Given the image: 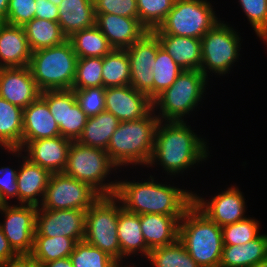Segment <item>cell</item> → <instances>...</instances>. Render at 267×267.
<instances>
[{
    "label": "cell",
    "mask_w": 267,
    "mask_h": 267,
    "mask_svg": "<svg viewBox=\"0 0 267 267\" xmlns=\"http://www.w3.org/2000/svg\"><path fill=\"white\" fill-rule=\"evenodd\" d=\"M103 57L78 58L72 89L103 86Z\"/></svg>",
    "instance_id": "38"
},
{
    "label": "cell",
    "mask_w": 267,
    "mask_h": 267,
    "mask_svg": "<svg viewBox=\"0 0 267 267\" xmlns=\"http://www.w3.org/2000/svg\"><path fill=\"white\" fill-rule=\"evenodd\" d=\"M178 240L201 267H220L223 250L221 227L193 203L180 220Z\"/></svg>",
    "instance_id": "4"
},
{
    "label": "cell",
    "mask_w": 267,
    "mask_h": 267,
    "mask_svg": "<svg viewBox=\"0 0 267 267\" xmlns=\"http://www.w3.org/2000/svg\"><path fill=\"white\" fill-rule=\"evenodd\" d=\"M76 101L86 116L94 117L105 111L106 88L92 87L86 89H73Z\"/></svg>",
    "instance_id": "42"
},
{
    "label": "cell",
    "mask_w": 267,
    "mask_h": 267,
    "mask_svg": "<svg viewBox=\"0 0 267 267\" xmlns=\"http://www.w3.org/2000/svg\"><path fill=\"white\" fill-rule=\"evenodd\" d=\"M32 50L23 26L0 23V68L29 66Z\"/></svg>",
    "instance_id": "22"
},
{
    "label": "cell",
    "mask_w": 267,
    "mask_h": 267,
    "mask_svg": "<svg viewBox=\"0 0 267 267\" xmlns=\"http://www.w3.org/2000/svg\"><path fill=\"white\" fill-rule=\"evenodd\" d=\"M41 95L29 66L0 68V97L22 109Z\"/></svg>",
    "instance_id": "18"
},
{
    "label": "cell",
    "mask_w": 267,
    "mask_h": 267,
    "mask_svg": "<svg viewBox=\"0 0 267 267\" xmlns=\"http://www.w3.org/2000/svg\"><path fill=\"white\" fill-rule=\"evenodd\" d=\"M250 267H267V259L266 260H263L261 262H258L255 265L250 266Z\"/></svg>",
    "instance_id": "51"
},
{
    "label": "cell",
    "mask_w": 267,
    "mask_h": 267,
    "mask_svg": "<svg viewBox=\"0 0 267 267\" xmlns=\"http://www.w3.org/2000/svg\"><path fill=\"white\" fill-rule=\"evenodd\" d=\"M35 0H9L6 20L4 23L24 26L35 18Z\"/></svg>",
    "instance_id": "44"
},
{
    "label": "cell",
    "mask_w": 267,
    "mask_h": 267,
    "mask_svg": "<svg viewBox=\"0 0 267 267\" xmlns=\"http://www.w3.org/2000/svg\"><path fill=\"white\" fill-rule=\"evenodd\" d=\"M100 197L95 189L64 172L50 176L43 200L38 208L51 210L89 209Z\"/></svg>",
    "instance_id": "11"
},
{
    "label": "cell",
    "mask_w": 267,
    "mask_h": 267,
    "mask_svg": "<svg viewBox=\"0 0 267 267\" xmlns=\"http://www.w3.org/2000/svg\"><path fill=\"white\" fill-rule=\"evenodd\" d=\"M121 202L113 196L100 197L85 214L84 240L121 264L117 225Z\"/></svg>",
    "instance_id": "8"
},
{
    "label": "cell",
    "mask_w": 267,
    "mask_h": 267,
    "mask_svg": "<svg viewBox=\"0 0 267 267\" xmlns=\"http://www.w3.org/2000/svg\"><path fill=\"white\" fill-rule=\"evenodd\" d=\"M232 26L219 21L201 38L202 63L200 71L208 78V72L223 76L239 59L241 38ZM210 70V71H209Z\"/></svg>",
    "instance_id": "10"
},
{
    "label": "cell",
    "mask_w": 267,
    "mask_h": 267,
    "mask_svg": "<svg viewBox=\"0 0 267 267\" xmlns=\"http://www.w3.org/2000/svg\"><path fill=\"white\" fill-rule=\"evenodd\" d=\"M18 168L13 169L10 166L0 168V203L8 204L10 198L18 200L17 186ZM9 198V199H8Z\"/></svg>",
    "instance_id": "45"
},
{
    "label": "cell",
    "mask_w": 267,
    "mask_h": 267,
    "mask_svg": "<svg viewBox=\"0 0 267 267\" xmlns=\"http://www.w3.org/2000/svg\"><path fill=\"white\" fill-rule=\"evenodd\" d=\"M68 40L78 58L104 57L114 49L96 25L73 33Z\"/></svg>",
    "instance_id": "32"
},
{
    "label": "cell",
    "mask_w": 267,
    "mask_h": 267,
    "mask_svg": "<svg viewBox=\"0 0 267 267\" xmlns=\"http://www.w3.org/2000/svg\"><path fill=\"white\" fill-rule=\"evenodd\" d=\"M267 259V234L242 245H223L220 267H250Z\"/></svg>",
    "instance_id": "28"
},
{
    "label": "cell",
    "mask_w": 267,
    "mask_h": 267,
    "mask_svg": "<svg viewBox=\"0 0 267 267\" xmlns=\"http://www.w3.org/2000/svg\"><path fill=\"white\" fill-rule=\"evenodd\" d=\"M23 28L32 52L57 46L68 40L58 22L35 17Z\"/></svg>",
    "instance_id": "31"
},
{
    "label": "cell",
    "mask_w": 267,
    "mask_h": 267,
    "mask_svg": "<svg viewBox=\"0 0 267 267\" xmlns=\"http://www.w3.org/2000/svg\"><path fill=\"white\" fill-rule=\"evenodd\" d=\"M7 151L15 157L23 159L17 174L18 203L39 207L43 200L51 173L39 165L32 163L19 149H7Z\"/></svg>",
    "instance_id": "19"
},
{
    "label": "cell",
    "mask_w": 267,
    "mask_h": 267,
    "mask_svg": "<svg viewBox=\"0 0 267 267\" xmlns=\"http://www.w3.org/2000/svg\"><path fill=\"white\" fill-rule=\"evenodd\" d=\"M183 69L173 60L169 53L161 46L157 50L153 73V100L169 88Z\"/></svg>",
    "instance_id": "36"
},
{
    "label": "cell",
    "mask_w": 267,
    "mask_h": 267,
    "mask_svg": "<svg viewBox=\"0 0 267 267\" xmlns=\"http://www.w3.org/2000/svg\"><path fill=\"white\" fill-rule=\"evenodd\" d=\"M116 267H135V266H134V264H133L132 266H130V265L127 266V265H123V264H122V265H121V264H118Z\"/></svg>",
    "instance_id": "53"
},
{
    "label": "cell",
    "mask_w": 267,
    "mask_h": 267,
    "mask_svg": "<svg viewBox=\"0 0 267 267\" xmlns=\"http://www.w3.org/2000/svg\"><path fill=\"white\" fill-rule=\"evenodd\" d=\"M95 15L96 27L114 49H127L148 32V29L138 18L123 17L110 13Z\"/></svg>",
    "instance_id": "21"
},
{
    "label": "cell",
    "mask_w": 267,
    "mask_h": 267,
    "mask_svg": "<svg viewBox=\"0 0 267 267\" xmlns=\"http://www.w3.org/2000/svg\"><path fill=\"white\" fill-rule=\"evenodd\" d=\"M154 179L150 175L144 182L118 181L114 196L131 213L183 216L193 203V192L158 183Z\"/></svg>",
    "instance_id": "2"
},
{
    "label": "cell",
    "mask_w": 267,
    "mask_h": 267,
    "mask_svg": "<svg viewBox=\"0 0 267 267\" xmlns=\"http://www.w3.org/2000/svg\"><path fill=\"white\" fill-rule=\"evenodd\" d=\"M78 56L69 40L32 52L29 68L41 91L72 89Z\"/></svg>",
    "instance_id": "5"
},
{
    "label": "cell",
    "mask_w": 267,
    "mask_h": 267,
    "mask_svg": "<svg viewBox=\"0 0 267 267\" xmlns=\"http://www.w3.org/2000/svg\"><path fill=\"white\" fill-rule=\"evenodd\" d=\"M138 19L152 31L159 27L172 9L174 0H136Z\"/></svg>",
    "instance_id": "39"
},
{
    "label": "cell",
    "mask_w": 267,
    "mask_h": 267,
    "mask_svg": "<svg viewBox=\"0 0 267 267\" xmlns=\"http://www.w3.org/2000/svg\"><path fill=\"white\" fill-rule=\"evenodd\" d=\"M95 14H116L118 16L138 18L136 0H93Z\"/></svg>",
    "instance_id": "43"
},
{
    "label": "cell",
    "mask_w": 267,
    "mask_h": 267,
    "mask_svg": "<svg viewBox=\"0 0 267 267\" xmlns=\"http://www.w3.org/2000/svg\"><path fill=\"white\" fill-rule=\"evenodd\" d=\"M152 109V100L131 85L106 88L105 110L120 122L139 120Z\"/></svg>",
    "instance_id": "17"
},
{
    "label": "cell",
    "mask_w": 267,
    "mask_h": 267,
    "mask_svg": "<svg viewBox=\"0 0 267 267\" xmlns=\"http://www.w3.org/2000/svg\"><path fill=\"white\" fill-rule=\"evenodd\" d=\"M73 267H116L119 263L85 240L76 242L69 256Z\"/></svg>",
    "instance_id": "37"
},
{
    "label": "cell",
    "mask_w": 267,
    "mask_h": 267,
    "mask_svg": "<svg viewBox=\"0 0 267 267\" xmlns=\"http://www.w3.org/2000/svg\"><path fill=\"white\" fill-rule=\"evenodd\" d=\"M182 216L140 214L141 231L148 248L170 245L178 240Z\"/></svg>",
    "instance_id": "24"
},
{
    "label": "cell",
    "mask_w": 267,
    "mask_h": 267,
    "mask_svg": "<svg viewBox=\"0 0 267 267\" xmlns=\"http://www.w3.org/2000/svg\"><path fill=\"white\" fill-rule=\"evenodd\" d=\"M1 204L4 221L0 228L17 254H31L34 246L36 213L38 206Z\"/></svg>",
    "instance_id": "12"
},
{
    "label": "cell",
    "mask_w": 267,
    "mask_h": 267,
    "mask_svg": "<svg viewBox=\"0 0 267 267\" xmlns=\"http://www.w3.org/2000/svg\"><path fill=\"white\" fill-rule=\"evenodd\" d=\"M41 267H73L69 257L57 259L48 263H44Z\"/></svg>",
    "instance_id": "49"
},
{
    "label": "cell",
    "mask_w": 267,
    "mask_h": 267,
    "mask_svg": "<svg viewBox=\"0 0 267 267\" xmlns=\"http://www.w3.org/2000/svg\"><path fill=\"white\" fill-rule=\"evenodd\" d=\"M52 4H54L55 6H59L60 3L62 2V0H49Z\"/></svg>",
    "instance_id": "52"
},
{
    "label": "cell",
    "mask_w": 267,
    "mask_h": 267,
    "mask_svg": "<svg viewBox=\"0 0 267 267\" xmlns=\"http://www.w3.org/2000/svg\"><path fill=\"white\" fill-rule=\"evenodd\" d=\"M35 17L58 22V6L52 4L49 0H35Z\"/></svg>",
    "instance_id": "46"
},
{
    "label": "cell",
    "mask_w": 267,
    "mask_h": 267,
    "mask_svg": "<svg viewBox=\"0 0 267 267\" xmlns=\"http://www.w3.org/2000/svg\"><path fill=\"white\" fill-rule=\"evenodd\" d=\"M85 210L37 209L35 236H64L75 242L85 237Z\"/></svg>",
    "instance_id": "15"
},
{
    "label": "cell",
    "mask_w": 267,
    "mask_h": 267,
    "mask_svg": "<svg viewBox=\"0 0 267 267\" xmlns=\"http://www.w3.org/2000/svg\"><path fill=\"white\" fill-rule=\"evenodd\" d=\"M18 254L12 249L7 238L0 228V265L7 263Z\"/></svg>",
    "instance_id": "48"
},
{
    "label": "cell",
    "mask_w": 267,
    "mask_h": 267,
    "mask_svg": "<svg viewBox=\"0 0 267 267\" xmlns=\"http://www.w3.org/2000/svg\"><path fill=\"white\" fill-rule=\"evenodd\" d=\"M205 140L198 137L185 121L159 120L153 154L147 167L158 164L170 176L182 174L207 159L209 151Z\"/></svg>",
    "instance_id": "1"
},
{
    "label": "cell",
    "mask_w": 267,
    "mask_h": 267,
    "mask_svg": "<svg viewBox=\"0 0 267 267\" xmlns=\"http://www.w3.org/2000/svg\"><path fill=\"white\" fill-rule=\"evenodd\" d=\"M71 143L72 140L60 135L30 141L21 151L32 163L48 170L51 174L60 173L66 168Z\"/></svg>",
    "instance_id": "20"
},
{
    "label": "cell",
    "mask_w": 267,
    "mask_h": 267,
    "mask_svg": "<svg viewBox=\"0 0 267 267\" xmlns=\"http://www.w3.org/2000/svg\"><path fill=\"white\" fill-rule=\"evenodd\" d=\"M120 121L110 112L102 111L87 119L77 142L82 145L107 150L111 137Z\"/></svg>",
    "instance_id": "30"
},
{
    "label": "cell",
    "mask_w": 267,
    "mask_h": 267,
    "mask_svg": "<svg viewBox=\"0 0 267 267\" xmlns=\"http://www.w3.org/2000/svg\"><path fill=\"white\" fill-rule=\"evenodd\" d=\"M76 242L69 237L34 236V246L30 254L40 265L69 257Z\"/></svg>",
    "instance_id": "34"
},
{
    "label": "cell",
    "mask_w": 267,
    "mask_h": 267,
    "mask_svg": "<svg viewBox=\"0 0 267 267\" xmlns=\"http://www.w3.org/2000/svg\"><path fill=\"white\" fill-rule=\"evenodd\" d=\"M160 45L183 70H200L202 63L201 39L155 34Z\"/></svg>",
    "instance_id": "25"
},
{
    "label": "cell",
    "mask_w": 267,
    "mask_h": 267,
    "mask_svg": "<svg viewBox=\"0 0 267 267\" xmlns=\"http://www.w3.org/2000/svg\"><path fill=\"white\" fill-rule=\"evenodd\" d=\"M147 258L153 267H201L179 240L167 246L151 249Z\"/></svg>",
    "instance_id": "35"
},
{
    "label": "cell",
    "mask_w": 267,
    "mask_h": 267,
    "mask_svg": "<svg viewBox=\"0 0 267 267\" xmlns=\"http://www.w3.org/2000/svg\"><path fill=\"white\" fill-rule=\"evenodd\" d=\"M218 19L207 0H174L164 21L152 32L201 39Z\"/></svg>",
    "instance_id": "9"
},
{
    "label": "cell",
    "mask_w": 267,
    "mask_h": 267,
    "mask_svg": "<svg viewBox=\"0 0 267 267\" xmlns=\"http://www.w3.org/2000/svg\"><path fill=\"white\" fill-rule=\"evenodd\" d=\"M23 109L0 97V147L22 149Z\"/></svg>",
    "instance_id": "29"
},
{
    "label": "cell",
    "mask_w": 267,
    "mask_h": 267,
    "mask_svg": "<svg viewBox=\"0 0 267 267\" xmlns=\"http://www.w3.org/2000/svg\"><path fill=\"white\" fill-rule=\"evenodd\" d=\"M8 6L9 0H0V23L6 20Z\"/></svg>",
    "instance_id": "50"
},
{
    "label": "cell",
    "mask_w": 267,
    "mask_h": 267,
    "mask_svg": "<svg viewBox=\"0 0 267 267\" xmlns=\"http://www.w3.org/2000/svg\"><path fill=\"white\" fill-rule=\"evenodd\" d=\"M155 112L152 109L139 120L119 123L106 150L117 167L129 164L148 165L153 154L155 132L159 123Z\"/></svg>",
    "instance_id": "3"
},
{
    "label": "cell",
    "mask_w": 267,
    "mask_h": 267,
    "mask_svg": "<svg viewBox=\"0 0 267 267\" xmlns=\"http://www.w3.org/2000/svg\"><path fill=\"white\" fill-rule=\"evenodd\" d=\"M140 215L131 213L122 208L118 215L117 234L121 248V264L123 259L130 255L148 257V248L141 231ZM124 257V258H123Z\"/></svg>",
    "instance_id": "26"
},
{
    "label": "cell",
    "mask_w": 267,
    "mask_h": 267,
    "mask_svg": "<svg viewBox=\"0 0 267 267\" xmlns=\"http://www.w3.org/2000/svg\"><path fill=\"white\" fill-rule=\"evenodd\" d=\"M257 37L267 45V0H239Z\"/></svg>",
    "instance_id": "41"
},
{
    "label": "cell",
    "mask_w": 267,
    "mask_h": 267,
    "mask_svg": "<svg viewBox=\"0 0 267 267\" xmlns=\"http://www.w3.org/2000/svg\"><path fill=\"white\" fill-rule=\"evenodd\" d=\"M158 37L148 31L141 39L126 49L130 63V85L146 94L153 101V73L157 50L160 47Z\"/></svg>",
    "instance_id": "14"
},
{
    "label": "cell",
    "mask_w": 267,
    "mask_h": 267,
    "mask_svg": "<svg viewBox=\"0 0 267 267\" xmlns=\"http://www.w3.org/2000/svg\"><path fill=\"white\" fill-rule=\"evenodd\" d=\"M259 221L246 217L239 222L221 227L223 245H242L257 238L259 233Z\"/></svg>",
    "instance_id": "40"
},
{
    "label": "cell",
    "mask_w": 267,
    "mask_h": 267,
    "mask_svg": "<svg viewBox=\"0 0 267 267\" xmlns=\"http://www.w3.org/2000/svg\"><path fill=\"white\" fill-rule=\"evenodd\" d=\"M0 267H41V265L30 254H18Z\"/></svg>",
    "instance_id": "47"
},
{
    "label": "cell",
    "mask_w": 267,
    "mask_h": 267,
    "mask_svg": "<svg viewBox=\"0 0 267 267\" xmlns=\"http://www.w3.org/2000/svg\"><path fill=\"white\" fill-rule=\"evenodd\" d=\"M245 200L236 185L228 187L209 201L193 192V204L220 227L246 218Z\"/></svg>",
    "instance_id": "16"
},
{
    "label": "cell",
    "mask_w": 267,
    "mask_h": 267,
    "mask_svg": "<svg viewBox=\"0 0 267 267\" xmlns=\"http://www.w3.org/2000/svg\"><path fill=\"white\" fill-rule=\"evenodd\" d=\"M40 97L47 103L60 135L77 141L88 117L77 103L73 89L45 90L41 91Z\"/></svg>",
    "instance_id": "13"
},
{
    "label": "cell",
    "mask_w": 267,
    "mask_h": 267,
    "mask_svg": "<svg viewBox=\"0 0 267 267\" xmlns=\"http://www.w3.org/2000/svg\"><path fill=\"white\" fill-rule=\"evenodd\" d=\"M118 167L112 162L106 150L85 146L72 141L68 149L67 165L64 173L83 183H87L101 196H113L118 181L105 183L111 171Z\"/></svg>",
    "instance_id": "7"
},
{
    "label": "cell",
    "mask_w": 267,
    "mask_h": 267,
    "mask_svg": "<svg viewBox=\"0 0 267 267\" xmlns=\"http://www.w3.org/2000/svg\"><path fill=\"white\" fill-rule=\"evenodd\" d=\"M103 87L130 85V63L126 49H113L103 57Z\"/></svg>",
    "instance_id": "33"
},
{
    "label": "cell",
    "mask_w": 267,
    "mask_h": 267,
    "mask_svg": "<svg viewBox=\"0 0 267 267\" xmlns=\"http://www.w3.org/2000/svg\"><path fill=\"white\" fill-rule=\"evenodd\" d=\"M58 13V23L67 38L77 31L95 26L93 0H62Z\"/></svg>",
    "instance_id": "27"
},
{
    "label": "cell",
    "mask_w": 267,
    "mask_h": 267,
    "mask_svg": "<svg viewBox=\"0 0 267 267\" xmlns=\"http://www.w3.org/2000/svg\"><path fill=\"white\" fill-rule=\"evenodd\" d=\"M56 136L59 126L41 97L23 109L22 148L30 141Z\"/></svg>",
    "instance_id": "23"
},
{
    "label": "cell",
    "mask_w": 267,
    "mask_h": 267,
    "mask_svg": "<svg viewBox=\"0 0 267 267\" xmlns=\"http://www.w3.org/2000/svg\"><path fill=\"white\" fill-rule=\"evenodd\" d=\"M208 78L200 70H183L171 86L153 101L162 121H184L203 99Z\"/></svg>",
    "instance_id": "6"
}]
</instances>
